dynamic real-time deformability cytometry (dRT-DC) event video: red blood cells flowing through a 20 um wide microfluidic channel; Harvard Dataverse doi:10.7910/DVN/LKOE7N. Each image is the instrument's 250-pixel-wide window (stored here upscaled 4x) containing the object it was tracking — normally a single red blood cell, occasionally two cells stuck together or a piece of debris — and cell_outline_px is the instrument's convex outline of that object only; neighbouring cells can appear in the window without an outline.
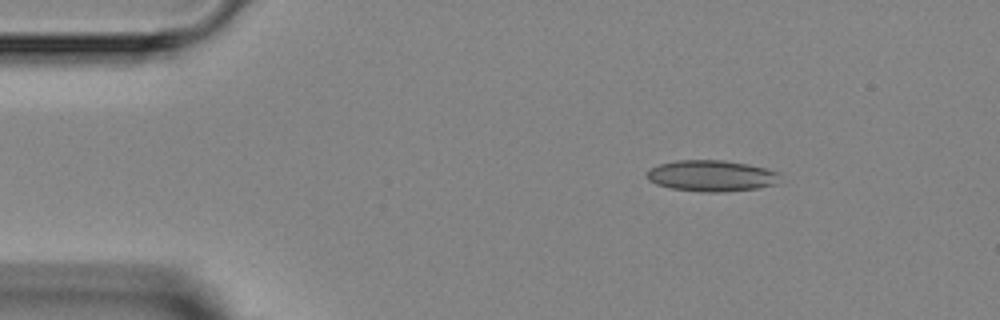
{"species": "Egyptian fruit bat (a non-hibernating species)", "species_latin": "Rousettus aegyptiacus", "temperature_condition": "room temperature", "stored_images_in_passage": 4, "camera_frame_rate_fps": 3000, "um_per_image_px": 0.085, "animal": {"sex": "female"}, "frame": {"image": 1, "passage_image": 1, "time_ms": 0.0, "image_size_px": [1000, 320], "cell_outline_px": [[780, 172], [776, 184], [756, 188], [724, 192], [704, 192], [672, 188], [656, 184], [648, 180], [644, 176], [644, 172], [648, 168], [660, 164], [676, 160], [724, 160], [748, 164]], "centroid_in_image_um": [60.41, 14.93], "position_along_channel_um": 24.6, "area_um2": 24.33}}
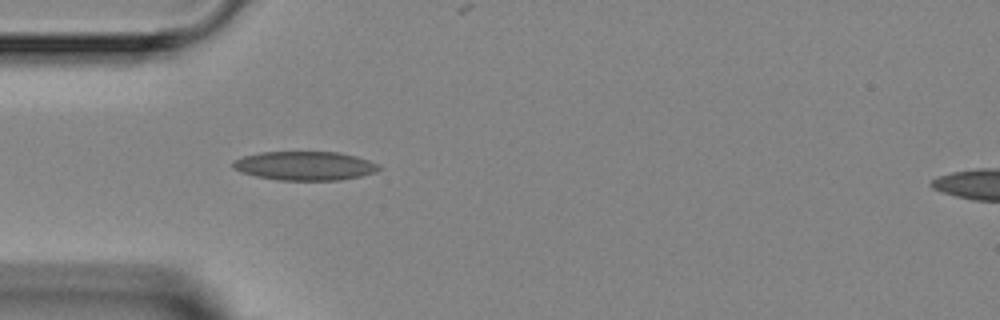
{"frame": {"image": 2, "passage_image": 3, "time_ms": 2.333, "image_size_px": [1000, 320], "cell_outline_px": [[384, 168], [376, 172], [360, 176], [340, 180], [280, 180], [256, 176], [240, 172], [232, 168], [232, 160], [244, 156], [260, 152], [336, 152], [356, 156], [380, 164]], "centroid_in_image_um": [25.92, 14.09], "position_along_channel_um": 59.1, "area_um2": 24.74}}